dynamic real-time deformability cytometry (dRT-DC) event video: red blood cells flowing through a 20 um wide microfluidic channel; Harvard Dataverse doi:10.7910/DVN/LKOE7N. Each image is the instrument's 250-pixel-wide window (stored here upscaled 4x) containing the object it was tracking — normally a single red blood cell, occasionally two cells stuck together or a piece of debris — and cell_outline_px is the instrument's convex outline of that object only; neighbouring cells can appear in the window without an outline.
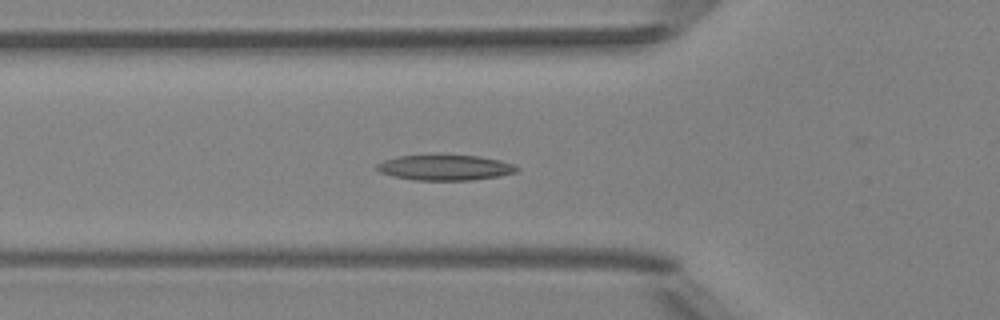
{"species": "Egyptian fruit bat (a non-hibernating species)", "species_latin": "Rousettus aegyptiacus", "temperature_condition": "room temperature", "stored_images_in_passage": 35, "camera_frame_rate_fps": 3000, "um_per_image_px": 0.085, "animal": {"sex": "female"}, "frame": {"image": 1, "passage_image": 2, "time_ms": 0.333, "image_size_px": [1000, 320], "cell_outline_px": [[520, 168], [516, 172], [500, 176], [472, 180], [412, 180], [392, 176], [380, 172], [376, 168], [376, 164], [384, 160], [396, 156], [436, 152], [480, 156], [500, 160], [516, 164]], "centroid_in_image_um": [37.82, 14.19], "position_along_channel_um": 88.0, "area_um2": 21.91}}
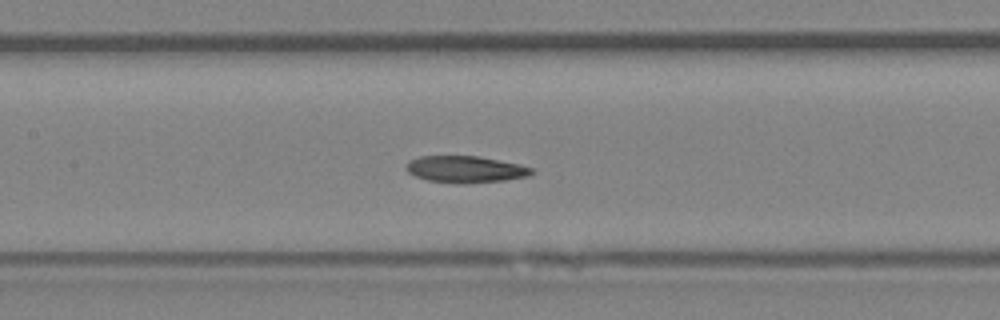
{"frame": {"image": 2, "passage_image": 8, "time_ms": 2.333, "image_size_px": [1000, 320], "cell_outline_px": [[532, 172], [528, 176], [504, 180], [456, 184], [428, 180], [416, 176], [408, 172], [404, 168], [408, 160], [420, 156], [476, 156], [516, 164], [532, 168]], "centroid_in_image_um": [39.47, 14.39], "position_along_channel_um": 167.9, "area_um2": 19.25}}
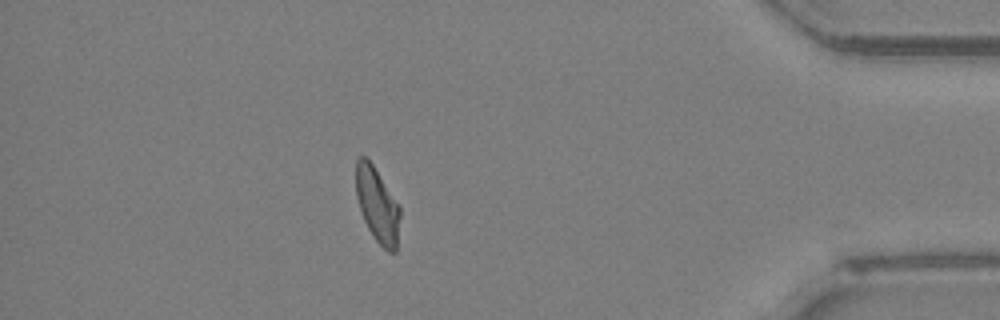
{"frame": {"image": 3, "passage_image": 29, "time_ms": 9.333, "image_size_px": [1000, 320], "cell_outline_px": [[400, 216], [396, 252], [388, 252], [372, 236], [364, 220], [356, 196], [356, 160], [360, 156], [364, 156], [372, 164], [400, 204]], "centroid_in_image_um": [32.09, 17.43], "position_along_channel_um": 403.1, "area_um2": 19.19}}